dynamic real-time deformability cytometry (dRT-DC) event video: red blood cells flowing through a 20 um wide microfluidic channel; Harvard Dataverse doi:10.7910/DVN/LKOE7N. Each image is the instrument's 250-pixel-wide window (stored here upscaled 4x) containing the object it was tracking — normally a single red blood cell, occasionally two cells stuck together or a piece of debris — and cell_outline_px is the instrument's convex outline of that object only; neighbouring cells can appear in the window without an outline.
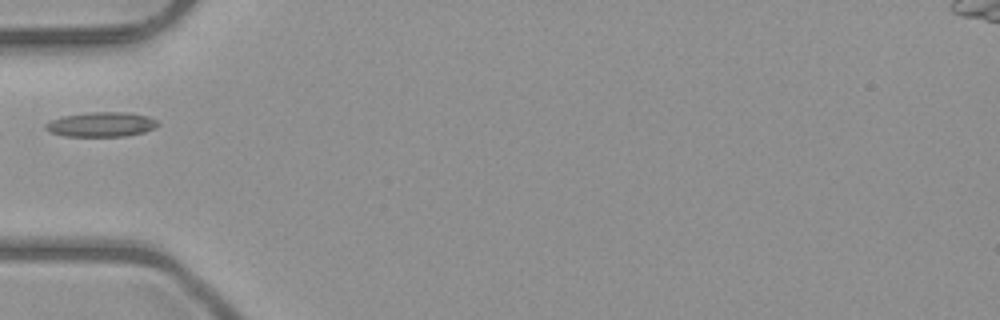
{"species": "common noctule bat (a hibernating species)", "species_latin": "Nyctalus noctula", "temperature_condition": "room temperature", "stored_images_in_passage": 22, "camera_frame_rate_fps": 3000, "um_per_image_px": 0.085, "animal": {"sex": "male", "body_mass_g": 23.1, "forearm_length_mm": 52.7}, "frame": {"image": 1, "passage_image": 1, "time_ms": 0.0, "image_size_px": [1000, 320], "cell_outline_px": [[160, 124], [144, 132], [124, 136], [64, 136], [52, 132], [44, 128], [44, 124], [52, 120], [64, 116], [88, 112], [128, 112], [148, 116], [156, 120]], "centroid_in_image_um": [8.61, 10.57], "position_along_channel_um": 76.4, "area_um2": 16.01}}